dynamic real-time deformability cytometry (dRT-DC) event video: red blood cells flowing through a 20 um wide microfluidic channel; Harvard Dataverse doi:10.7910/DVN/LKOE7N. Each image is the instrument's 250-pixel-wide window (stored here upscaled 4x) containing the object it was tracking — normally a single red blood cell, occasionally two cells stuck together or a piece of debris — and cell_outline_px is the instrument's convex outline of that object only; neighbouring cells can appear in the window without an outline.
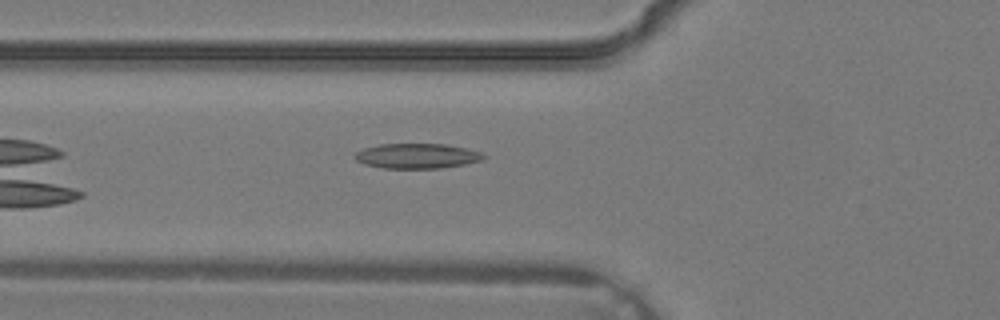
{"species": "common noctule bat (a hibernating species)", "species_latin": "Nyctalus noctula", "temperature_condition": "warm", "stored_images_in_passage": 5, "camera_frame_rate_fps": 3000, "um_per_image_px": 0.085, "animal": {"sex": "male", "body_mass_g": 19.2, "forearm_length_mm": 51.8}, "frame": {"image": 1, "passage_image": 4, "time_ms": 1.0, "image_size_px": [1000, 320], "cell_outline_px": [[488, 156], [484, 160], [464, 164], [440, 168], [384, 168], [364, 164], [356, 160], [352, 156], [356, 152], [364, 148], [380, 144], [444, 144], [468, 148], [484, 152]], "centroid_in_image_um": [35.5, 13.25], "position_along_channel_um": 90.3, "area_um2": 18.96}}